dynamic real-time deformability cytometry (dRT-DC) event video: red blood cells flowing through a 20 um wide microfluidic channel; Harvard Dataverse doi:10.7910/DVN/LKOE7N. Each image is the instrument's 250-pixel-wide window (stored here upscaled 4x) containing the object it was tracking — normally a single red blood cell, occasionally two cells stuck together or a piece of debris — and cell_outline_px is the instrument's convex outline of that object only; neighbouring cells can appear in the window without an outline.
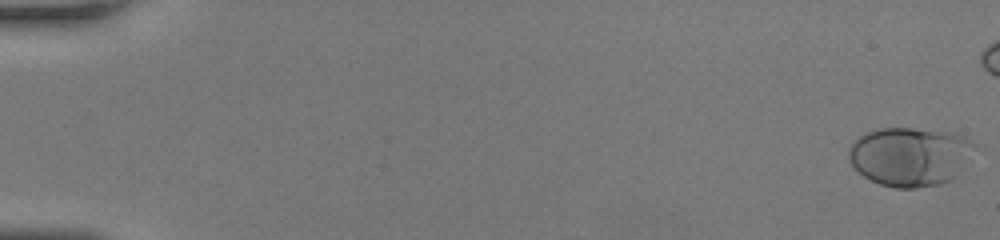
{"species": "human", "species_latin": "Homo sapiens", "temperature_condition": "room temperature", "stored_images_in_passage": 15, "camera_frame_rate_fps": 3000, "um_per_image_px": 0.085, "donor": {"sex": "female"}, "frame": {"image": 1, "passage_image": 1, "time_ms": 0.0, "image_size_px": [1000, 240], "cell_outline_px": [[976, 144], [952, 180], [940, 184], [916, 188], [896, 188], [880, 184], [864, 176], [852, 164], [848, 156], [848, 148], [852, 140], [864, 132], [880, 128], [912, 128], [956, 132], [964, 136]], "centroid_in_image_um": [77.3, 13.27], "position_along_channel_um": 7.7, "area_um2": 43.18}}